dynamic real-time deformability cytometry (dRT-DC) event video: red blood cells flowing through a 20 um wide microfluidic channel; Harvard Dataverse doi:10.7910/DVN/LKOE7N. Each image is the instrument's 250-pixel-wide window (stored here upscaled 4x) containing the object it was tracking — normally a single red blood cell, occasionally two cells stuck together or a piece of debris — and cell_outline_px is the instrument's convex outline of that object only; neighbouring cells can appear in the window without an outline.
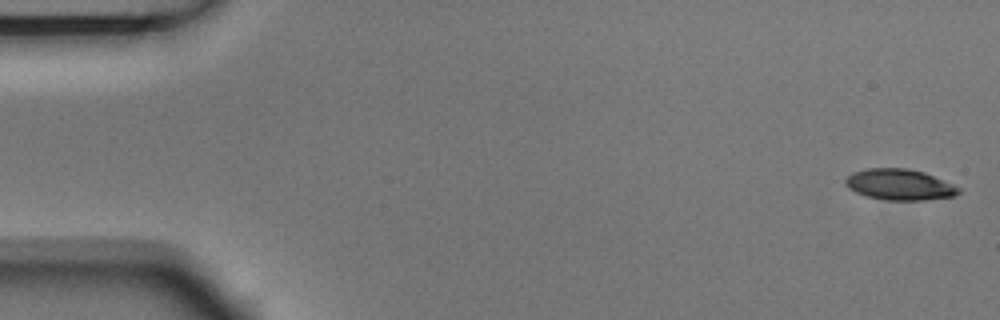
{"species": "Egyptian fruit bat (a non-hibernating species)", "species_latin": "Rousettus aegyptiacus", "temperature_condition": "room temperature", "stored_images_in_passage": 6, "camera_frame_rate_fps": 3000, "um_per_image_px": 0.085, "animal": {"sex": "male"}, "frame": {"image": 1, "passage_image": 1, "time_ms": 0.0, "image_size_px": [1000, 320], "cell_outline_px": [[960, 192], [956, 196], [924, 200], [884, 200], [868, 196], [856, 192], [848, 188], [844, 184], [844, 180], [852, 172], [868, 168], [908, 168], [924, 172], [952, 184], [960, 188]], "centroid_in_image_um": [76.45, 15.69], "position_along_channel_um": 8.6, "area_um2": 20.46}}
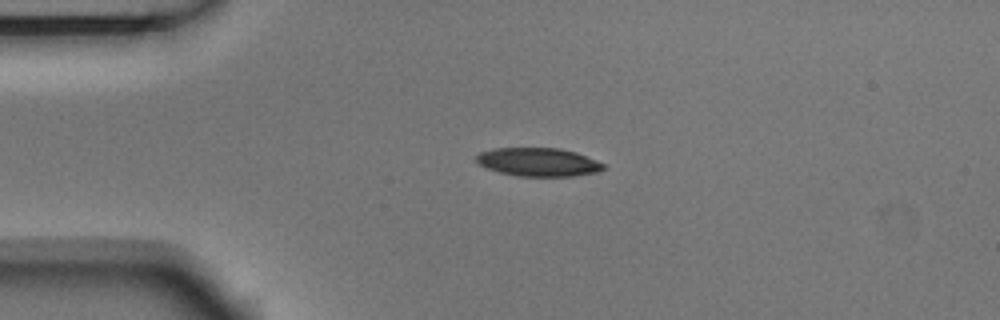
{"frame": {"image": 2, "passage_image": 4, "time_ms": 1.0, "image_size_px": [1000, 320], "cell_outline_px": [[604, 168], [596, 172], [572, 176], [520, 176], [500, 172], [488, 168], [480, 164], [476, 160], [476, 156], [480, 152], [492, 148], [560, 148], [576, 152], [596, 160], [604, 164]], "centroid_in_image_um": [45.75, 13.76], "position_along_channel_um": 39.2, "area_um2": 20.87}}
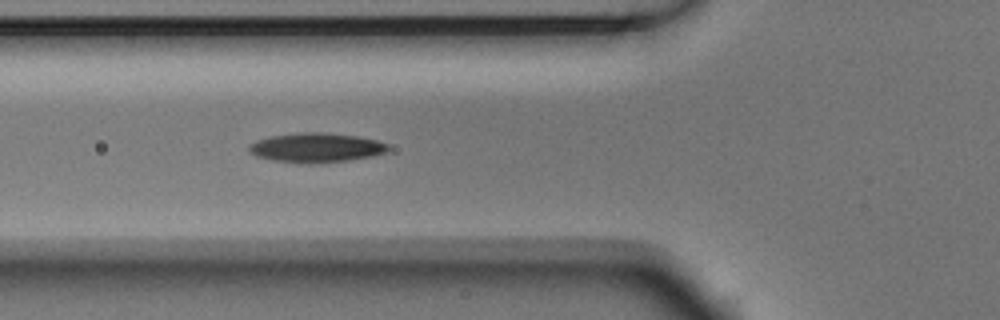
{"frame": {"image": 3, "passage_image": 6, "time_ms": 1.667, "image_size_px": [1000, 320], "cell_outline_px": [[388, 148], [384, 152], [372, 156], [352, 160], [320, 164], [308, 164], [272, 160], [256, 156], [248, 152], [248, 144], [256, 140], [272, 136], [300, 132], [320, 132], [356, 136], [376, 140], [388, 144]], "centroid_in_image_um": [26.83, 12.56], "position_along_channel_um": 99.0, "area_um2": 24.04}}